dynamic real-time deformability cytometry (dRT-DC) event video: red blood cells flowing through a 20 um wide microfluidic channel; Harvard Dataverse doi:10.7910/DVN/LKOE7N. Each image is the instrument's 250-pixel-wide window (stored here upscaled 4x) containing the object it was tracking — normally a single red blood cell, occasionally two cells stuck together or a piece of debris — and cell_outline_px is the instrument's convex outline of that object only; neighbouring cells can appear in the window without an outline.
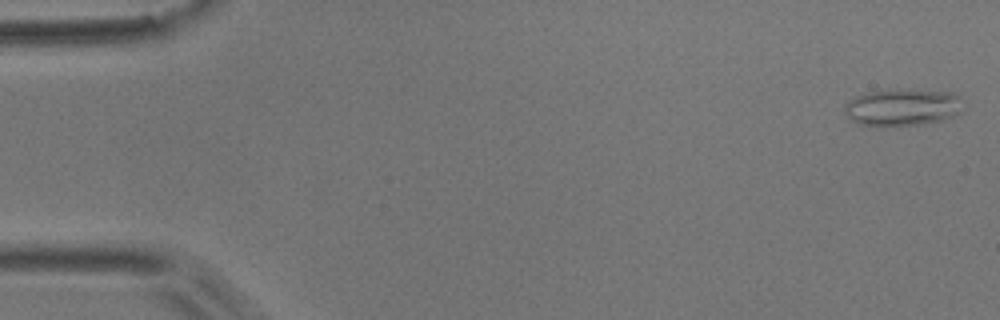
{"species": "common noctule bat (a hibernating species)", "species_latin": "Nyctalus noctula", "temperature_condition": "room temperature", "stored_images_in_passage": 9, "camera_frame_rate_fps": 3000, "um_per_image_px": 0.085, "animal": {"sex": "male", "body_mass_g": 17.9}, "frame": {"image": 1, "passage_image": 2, "time_ms": 0.333, "image_size_px": [1000, 320], "cell_outline_px": [[960, 112], [952, 116], [940, 120], [924, 124], [860, 124], [852, 120], [844, 112], [844, 104], [852, 96], [868, 92], [896, 88], [952, 92], [960, 96]], "centroid_in_image_um": [76.68, 9.07], "position_along_channel_um": 8.3, "area_um2": 25.32}}